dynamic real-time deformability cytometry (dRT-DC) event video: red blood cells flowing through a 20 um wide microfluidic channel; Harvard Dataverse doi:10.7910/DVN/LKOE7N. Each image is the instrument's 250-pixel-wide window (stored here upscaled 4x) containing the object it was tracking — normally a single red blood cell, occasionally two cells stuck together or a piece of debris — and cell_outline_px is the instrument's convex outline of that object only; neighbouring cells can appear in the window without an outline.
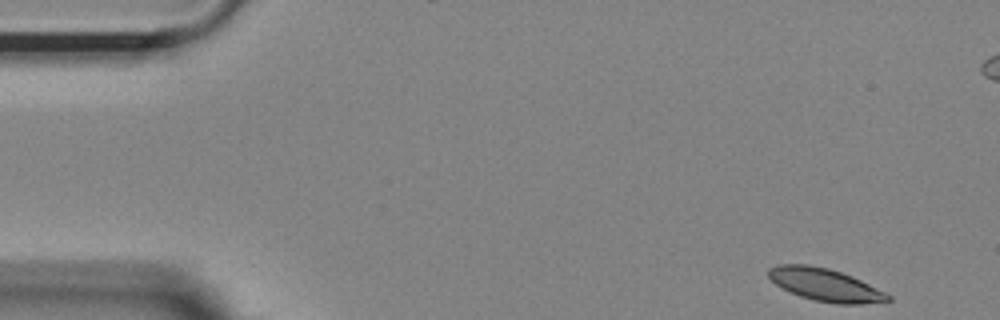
{"species": "Egyptian fruit bat (a non-hibernating species)", "species_latin": "Rousettus aegyptiacus", "temperature_condition": "room temperature", "stored_images_in_passage": 52, "camera_frame_rate_fps": 3000, "um_per_image_px": 0.085, "animal": {"sex": "female"}, "frame": {"image": 1, "passage_image": 1, "time_ms": 0.0, "image_size_px": [1000, 320], "cell_outline_px": [[892, 300], [888, 304], [836, 304], [816, 300], [800, 296], [776, 284], [768, 276], [768, 268], [776, 264], [808, 264], [828, 268], [852, 276], [892, 296]], "centroid_in_image_um": [70.21, 24.22], "position_along_channel_um": 14.8, "area_um2": 22.83}}
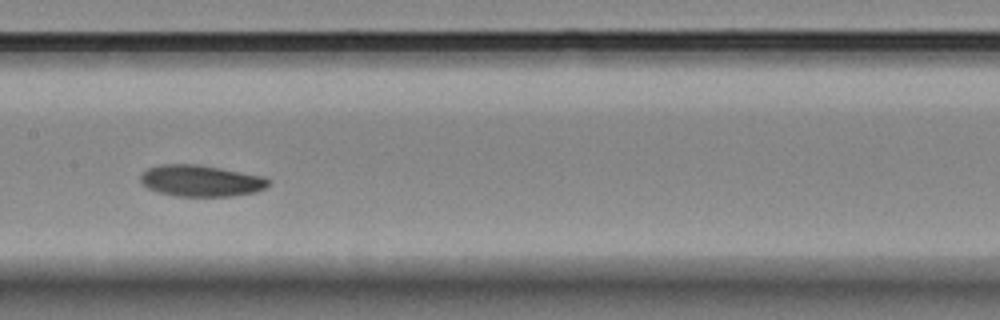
{"frame": {"image": 2, "passage_image": 24, "time_ms": 7.667, "image_size_px": [1000, 320], "cell_outline_px": [[272, 180], [264, 188], [256, 192], [228, 196], [176, 196], [156, 192], [148, 188], [140, 180], [140, 176], [148, 168], [160, 164], [196, 164], [220, 168], [264, 176]], "centroid_in_image_um": [17.08, 15.36], "position_along_channel_um": 190.3, "area_um2": 23.41}}
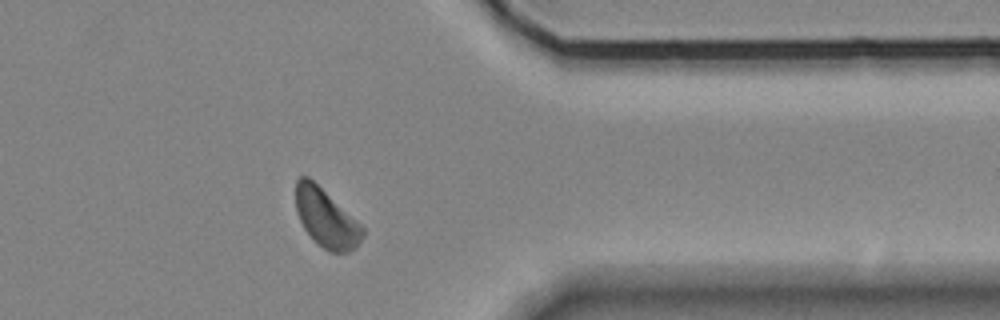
{"frame": {"image": 3, "passage_image": 41, "time_ms": 13.333, "image_size_px": [1000, 320], "cell_outline_px": [[364, 236], [356, 248], [348, 252], [328, 252], [316, 244], [304, 228], [296, 212], [296, 180], [300, 176], [308, 176], [356, 220], [364, 228]], "centroid_in_image_um": [27.71, 18.58], "position_along_channel_um": 383.7, "area_um2": 22.6}, "authors_computed_cell_mechanics": {"area_um2": 23.5535, "velocity_mm_per_s": 3.6247, "shape_relaxation_time_tau1_ms": 2.2557, "shape_relaxation_time_tau2_ms": null, "deformation_change_tau1": 0.0787, "deformation_change_tau2": null}}